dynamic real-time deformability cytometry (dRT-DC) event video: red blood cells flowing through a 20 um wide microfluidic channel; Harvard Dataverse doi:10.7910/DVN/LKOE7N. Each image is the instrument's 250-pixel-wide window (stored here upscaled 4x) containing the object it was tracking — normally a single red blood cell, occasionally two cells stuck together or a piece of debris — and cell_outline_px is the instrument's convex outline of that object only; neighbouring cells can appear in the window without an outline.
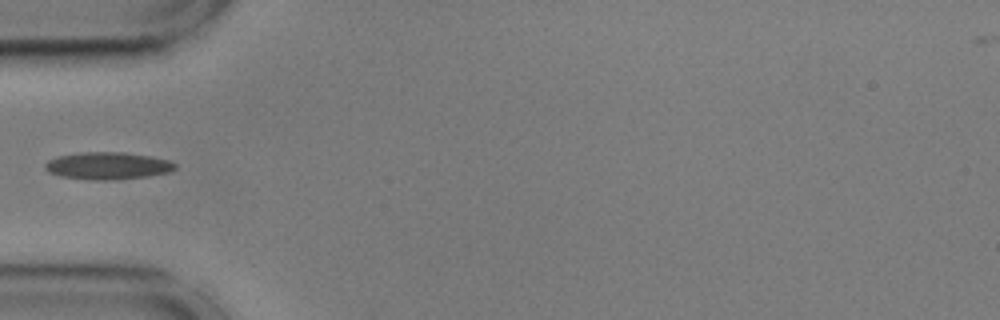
{"species": "common noctule bat (a hibernating species)", "species_latin": "Nyctalus noctula", "temperature_condition": "cold", "stored_images_in_passage": 31, "camera_frame_rate_fps": 3000, "um_per_image_px": 0.085, "animal": {"sex": "male", "body_mass_g": 17.9, "forearm_length_mm": 54.2}, "frame": {"image": 1, "passage_image": 1, "time_ms": 0.0, "image_size_px": [1000, 320], "cell_outline_px": [[176, 168], [168, 172], [148, 176], [104, 180], [96, 180], [60, 176], [48, 172], [44, 168], [44, 164], [48, 160], [56, 156], [80, 152], [124, 152], [148, 156], [168, 160], [176, 164]], "centroid_in_image_um": [9.1, 14.08], "position_along_channel_um": 75.9, "area_um2": 20.52}}
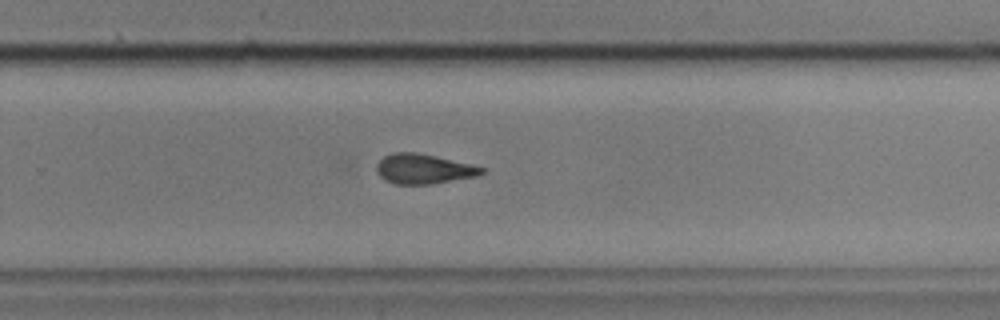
{"frame": {"image": 2, "passage_image": 19, "time_ms": 6.0, "image_size_px": [1000, 320], "cell_outline_px": [[484, 172], [476, 176], [432, 184], [396, 184], [384, 180], [376, 172], [376, 164], [384, 156], [396, 152], [416, 152], [436, 156], [472, 164], [484, 168]], "centroid_in_image_um": [35.98, 14.35], "position_along_channel_um": 293.8, "area_um2": 18.26}}
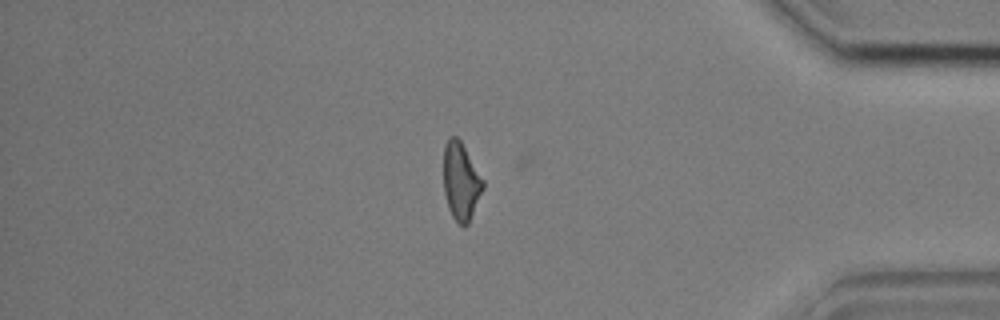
{"frame": {"image": 3, "passage_image": 30, "time_ms": 9.667, "image_size_px": [1000, 320], "cell_outline_px": [[484, 188], [468, 224], [464, 228], [452, 216], [448, 208], [444, 192], [444, 144], [452, 136], [456, 136], [460, 140], [484, 180]], "centroid_in_image_um": [39.18, 15.43], "position_along_channel_um": 396.0, "area_um2": 17.74}}